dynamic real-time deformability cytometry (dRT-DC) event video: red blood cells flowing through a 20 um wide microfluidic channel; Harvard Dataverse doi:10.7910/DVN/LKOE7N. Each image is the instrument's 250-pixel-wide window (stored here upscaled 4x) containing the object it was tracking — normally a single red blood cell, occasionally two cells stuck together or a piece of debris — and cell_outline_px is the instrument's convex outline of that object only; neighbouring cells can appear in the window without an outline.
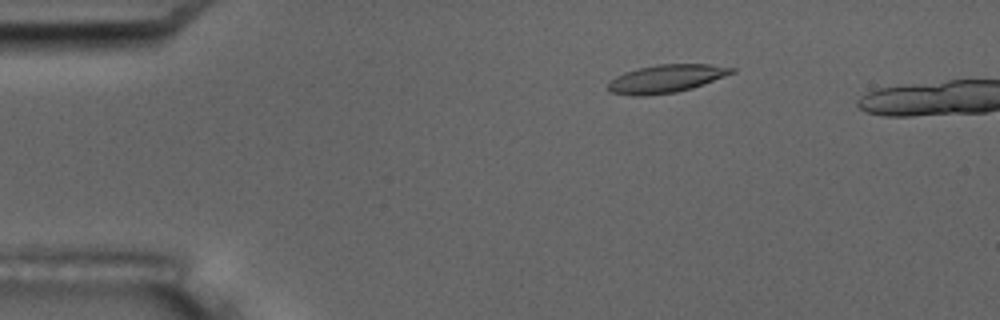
{"species": "common noctule bat (a hibernating species)", "species_latin": "Nyctalus noctula", "temperature_condition": "room temperature", "stored_images_in_passage": 4, "camera_frame_rate_fps": 3000, "um_per_image_px": 0.085, "animal": {"sex": "male", "body_mass_g": 17.5, "forearm_length_mm": 52.3}, "frame": {"image": 1, "passage_image": 3, "time_ms": 2.333, "image_size_px": [1000, 320], "cell_outline_px": [[736, 72], [704, 84], [692, 88], [676, 92], [644, 96], [632, 96], [608, 92], [608, 80], [624, 72], [640, 68], [660, 64], [708, 64], [736, 68]], "centroid_in_image_um": [56.6, 6.69], "position_along_channel_um": 28.4, "area_um2": 20.29}}